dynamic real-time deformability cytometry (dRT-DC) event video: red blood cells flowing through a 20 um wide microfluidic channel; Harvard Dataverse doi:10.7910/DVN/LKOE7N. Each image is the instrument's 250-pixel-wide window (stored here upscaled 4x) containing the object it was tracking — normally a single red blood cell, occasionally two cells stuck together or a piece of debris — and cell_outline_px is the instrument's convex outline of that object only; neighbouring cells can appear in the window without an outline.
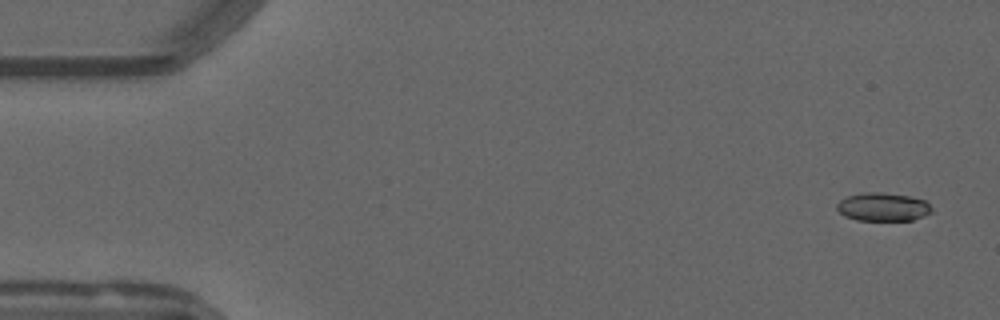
{"species": "common noctule bat (a hibernating species)", "species_latin": "Nyctalus noctula", "temperature_condition": "warm", "stored_images_in_passage": 17, "camera_frame_rate_fps": 3000, "um_per_image_px": 0.085, "animal": {"sex": "male", "forearm_length_mm": 52.5}, "frame": {"image": 1, "passage_image": 3, "time_ms": 0.667, "image_size_px": [1000, 320], "cell_outline_px": [[932, 212], [924, 216], [912, 220], [856, 220], [844, 216], [836, 208], [836, 204], [840, 200], [848, 196], [860, 192], [884, 192], [908, 196], [924, 200], [932, 208]], "centroid_in_image_um": [75.03, 17.58], "position_along_channel_um": 10.0, "area_um2": 15.72}}